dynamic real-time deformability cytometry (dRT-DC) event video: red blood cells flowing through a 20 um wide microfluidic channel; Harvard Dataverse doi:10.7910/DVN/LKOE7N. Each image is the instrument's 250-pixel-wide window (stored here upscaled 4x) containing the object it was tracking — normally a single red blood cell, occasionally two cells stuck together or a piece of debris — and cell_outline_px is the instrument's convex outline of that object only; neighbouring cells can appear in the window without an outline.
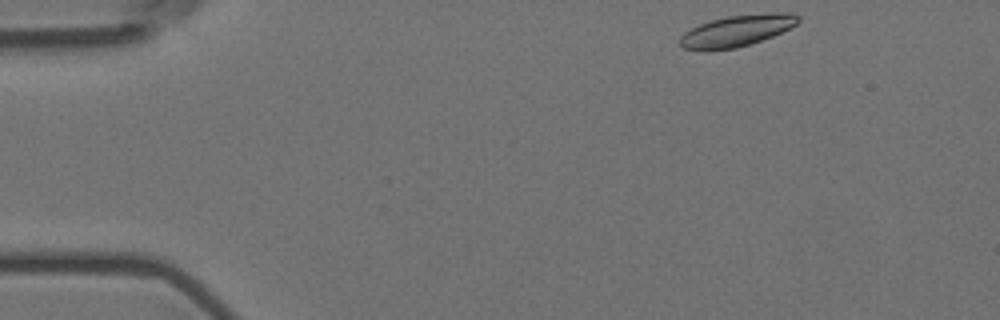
{"species": "Egyptian fruit bat (a non-hibernating species)", "species_latin": "Rousettus aegyptiacus", "temperature_condition": "room temperature", "stored_images_in_passage": 50, "camera_frame_rate_fps": 3000, "um_per_image_px": 0.085, "animal": {"sex": "female"}, "frame": {"image": 1, "passage_image": 1, "time_ms": 0.0, "image_size_px": [1000, 320], "cell_outline_px": [[800, 20], [796, 24], [772, 36], [736, 48], [708, 52], [684, 48], [680, 44], [680, 36], [684, 32], [700, 24], [712, 20], [728, 16], [776, 12], [792, 12], [800, 16]], "centroid_in_image_um": [62.61, 2.62], "position_along_channel_um": 22.4, "area_um2": 21.62}}
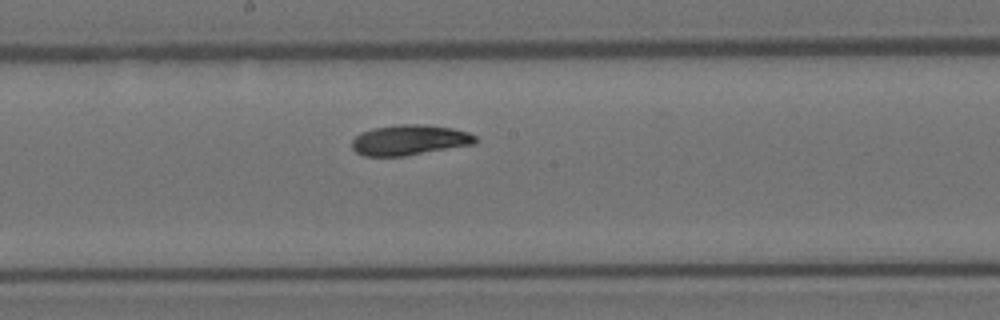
{"frame": {"image": 2, "passage_image": 24, "time_ms": 7.667, "image_size_px": [1000, 320], "cell_outline_px": [[476, 140], [472, 144], [404, 156], [364, 156], [356, 152], [352, 148], [352, 140], [360, 132], [372, 128], [396, 124], [424, 124], [452, 128], [468, 132], [476, 136]], "centroid_in_image_um": [34.75, 11.89], "position_along_channel_um": 213.4, "area_um2": 21.79}}
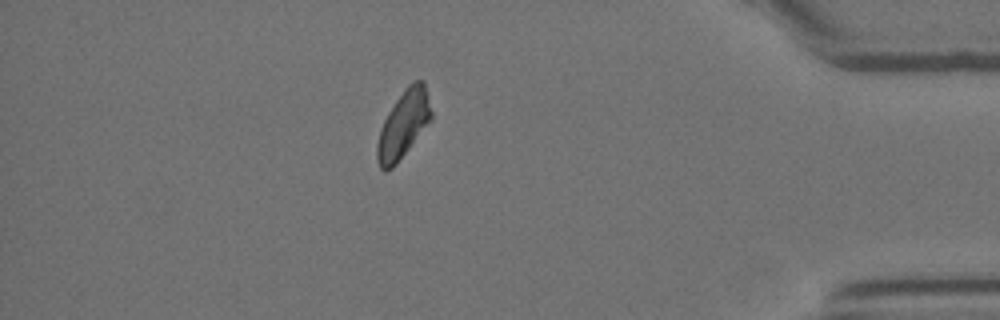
{"frame": {"image": 3, "passage_image": 43, "time_ms": 14.0, "image_size_px": [1000, 320], "cell_outline_px": [[432, 120], [396, 164], [392, 168], [384, 172], [380, 168], [376, 160], [376, 144], [380, 128], [388, 112], [396, 100], [408, 84], [416, 80], [424, 80], [432, 112]], "centroid_in_image_um": [34.28, 10.59], "position_along_channel_um": 400.9, "area_um2": 21.33}, "authors_computed_cell_mechanics": {"area_um2": 21.5016, "velocity_mm_per_s": 3.5799, "shape_relaxation_time_tau1_ms": 4.7584, "shape_relaxation_time_tau2_ms": 8.5957, "deformation_change_tau1": 0.1362, "deformation_change_tau2": 0.1517}}